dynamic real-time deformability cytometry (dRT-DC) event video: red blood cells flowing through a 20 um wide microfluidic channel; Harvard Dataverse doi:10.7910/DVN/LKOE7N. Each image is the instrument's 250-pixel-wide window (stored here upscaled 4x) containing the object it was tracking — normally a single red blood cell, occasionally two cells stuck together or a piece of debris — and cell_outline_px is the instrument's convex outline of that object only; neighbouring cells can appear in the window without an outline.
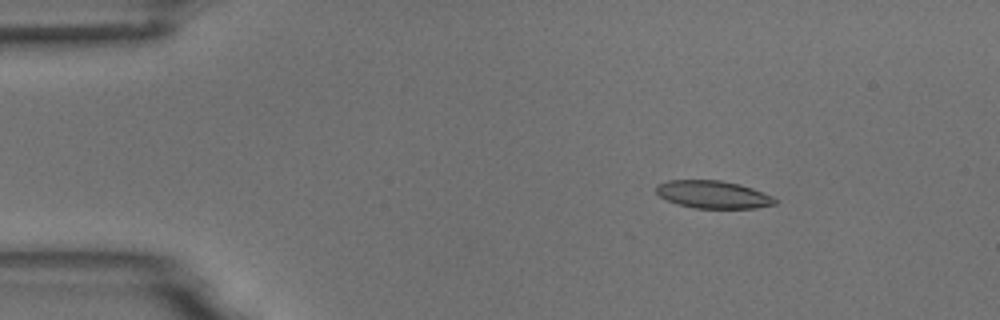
{"species": "common noctule bat (a hibernating species)", "species_latin": "Nyctalus noctula", "temperature_condition": "room temperature", "stored_images_in_passage": 15, "camera_frame_rate_fps": 3000, "um_per_image_px": 0.085, "animal": {"sex": "male", "body_mass_g": 18.8}, "frame": {"image": 1, "passage_image": 3, "time_ms": 0.667, "image_size_px": [1000, 320], "cell_outline_px": [[780, 200], [776, 204], [756, 208], [696, 208], [676, 204], [660, 196], [656, 192], [656, 184], [668, 180], [720, 180], [740, 184], [752, 188], [772, 196]], "centroid_in_image_um": [60.63, 16.53], "position_along_channel_um": 24.4, "area_um2": 19.25}}
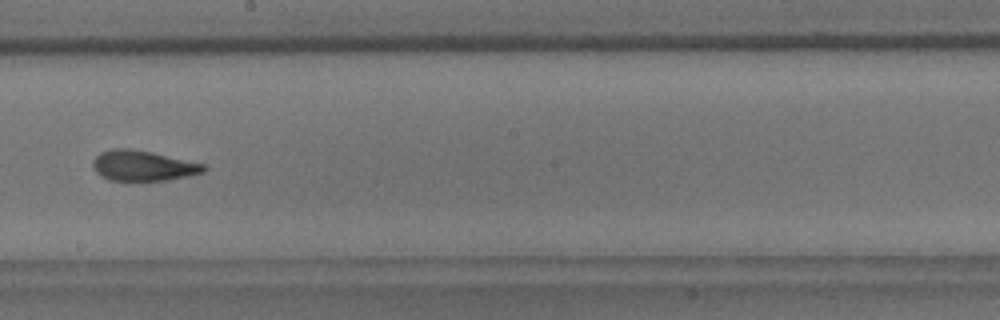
{"frame": {"image": 2, "passage_image": 9, "time_ms": 2.667, "image_size_px": [1000, 320], "cell_outline_px": [[208, 168], [204, 172], [188, 176], [164, 180], [108, 180], [100, 176], [92, 168], [92, 160], [100, 152], [112, 148], [128, 148], [152, 152], [208, 164]], "centroid_in_image_um": [12.16, 14.07], "position_along_channel_um": 236.0, "area_um2": 19.88}}
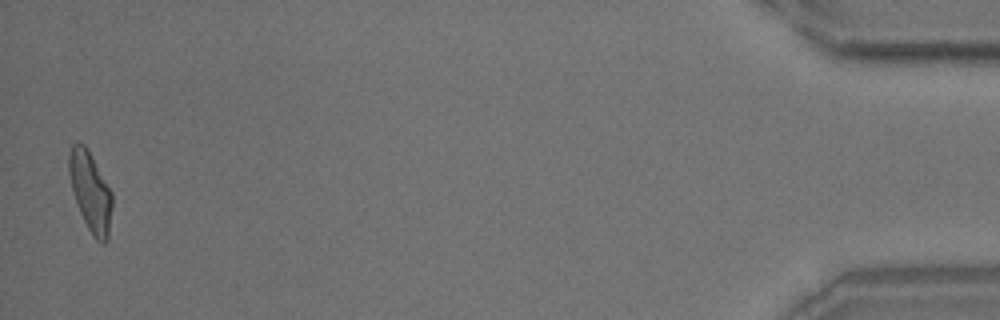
{"frame": {"image": 3, "passage_image": 15, "time_ms": 4.667, "image_size_px": [1000, 320], "cell_outline_px": [[112, 208], [108, 240], [104, 244], [96, 240], [92, 236], [80, 212], [72, 188], [68, 172], [68, 156], [72, 144], [76, 140], [84, 144], [112, 192]], "centroid_in_image_um": [7.68, 16.3], "position_along_channel_um": 427.5, "area_um2": 19.88}}